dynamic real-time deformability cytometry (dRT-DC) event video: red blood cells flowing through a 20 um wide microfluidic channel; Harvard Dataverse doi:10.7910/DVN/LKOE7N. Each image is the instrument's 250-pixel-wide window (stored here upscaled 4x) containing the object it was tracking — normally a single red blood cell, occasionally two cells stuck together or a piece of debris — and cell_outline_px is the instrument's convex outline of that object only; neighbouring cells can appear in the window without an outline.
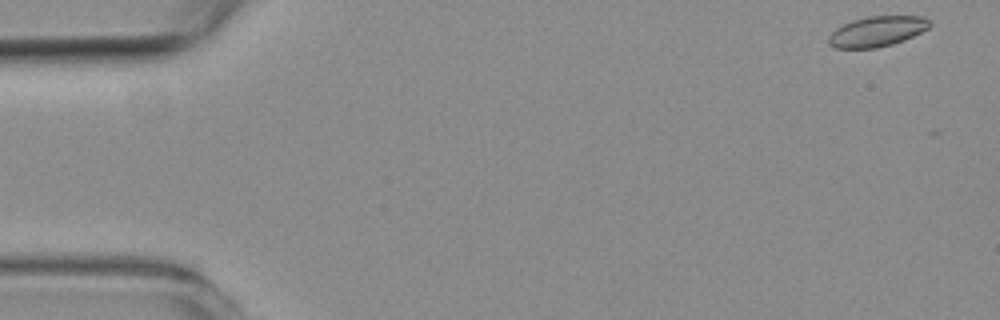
{"species": "common noctule bat (a hibernating species)", "species_latin": "Nyctalus noctula", "temperature_condition": "room temperature", "stored_images_in_passage": 5, "segment_of_instrument_passage": [1, 2], "camera_frame_rate_fps": 3000, "um_per_image_px": 0.085, "animal": {"sex": "female", "body_mass_g": 19.3, "forearm_length_mm": 54.1}, "frame": {"image": 1, "passage_image": 1, "time_ms": 0.0, "image_size_px": [1000, 320], "cell_outline_px": [[932, 24], [928, 28], [904, 40], [892, 44], [876, 48], [836, 48], [828, 44], [828, 36], [836, 28], [852, 20], [868, 16], [924, 16], [932, 20]], "centroid_in_image_um": [74.56, 2.66], "position_along_channel_um": 10.4, "area_um2": 17.92}}